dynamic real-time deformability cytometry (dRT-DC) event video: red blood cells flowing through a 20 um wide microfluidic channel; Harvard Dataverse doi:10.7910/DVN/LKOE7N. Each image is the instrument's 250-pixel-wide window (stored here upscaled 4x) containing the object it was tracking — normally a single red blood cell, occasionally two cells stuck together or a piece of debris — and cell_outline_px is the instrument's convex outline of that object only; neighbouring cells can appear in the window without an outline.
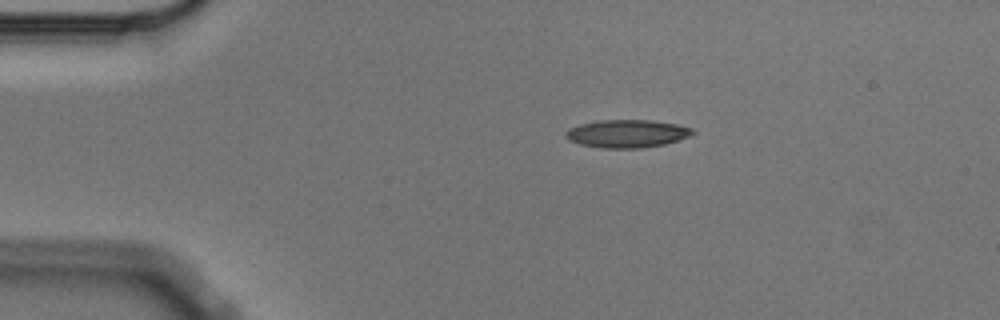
{"species": "Egyptian fruit bat (a non-hibernating species)", "species_latin": "Rousettus aegyptiacus", "temperature_condition": "cold", "stored_images_in_passage": 12, "camera_frame_rate_fps": 3000, "um_per_image_px": 0.085, "animal": {"sex": "male"}, "frame": {"image": 1, "passage_image": 1, "time_ms": 0.0, "image_size_px": [1000, 320], "cell_outline_px": [[696, 132], [688, 136], [664, 144], [644, 148], [600, 148], [580, 144], [568, 140], [564, 136], [564, 132], [568, 128], [580, 124], [600, 120], [652, 120], [676, 124], [692, 128]], "centroid_in_image_um": [53.25, 11.36], "position_along_channel_um": 31.8, "area_um2": 20.69}}
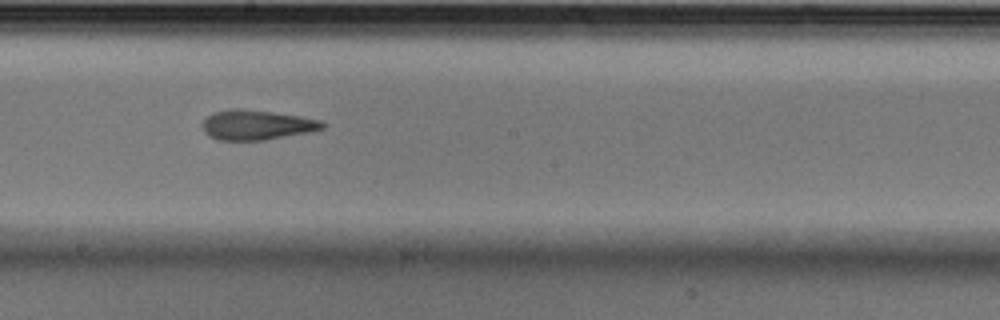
{"frame": {"image": 2, "passage_image": 6, "time_ms": 1.667, "image_size_px": [1000, 320], "cell_outline_px": [[328, 124], [324, 128], [308, 132], [264, 140], [216, 140], [208, 136], [204, 132], [204, 120], [212, 112], [236, 108], [240, 108], [272, 112], [300, 116], [320, 120]], "centroid_in_image_um": [21.82, 10.62], "position_along_channel_um": 226.4, "area_um2": 20.81}}
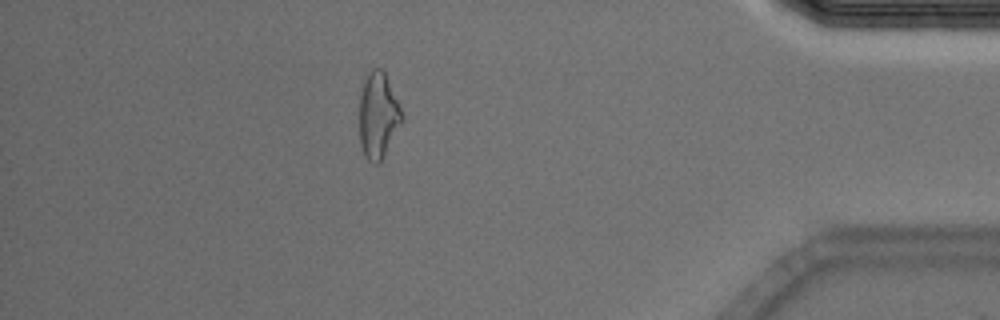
{"frame": {"image": 3, "passage_image": 11, "time_ms": 3.333, "image_size_px": [1000, 320], "cell_outline_px": [[404, 120], [380, 160], [376, 164], [372, 164], [364, 156], [360, 144], [360, 92], [364, 80], [372, 68], [380, 68], [384, 72], [404, 116]], "centroid_in_image_um": [32.13, 9.82], "position_along_channel_um": 403.1, "area_um2": 20.98}}